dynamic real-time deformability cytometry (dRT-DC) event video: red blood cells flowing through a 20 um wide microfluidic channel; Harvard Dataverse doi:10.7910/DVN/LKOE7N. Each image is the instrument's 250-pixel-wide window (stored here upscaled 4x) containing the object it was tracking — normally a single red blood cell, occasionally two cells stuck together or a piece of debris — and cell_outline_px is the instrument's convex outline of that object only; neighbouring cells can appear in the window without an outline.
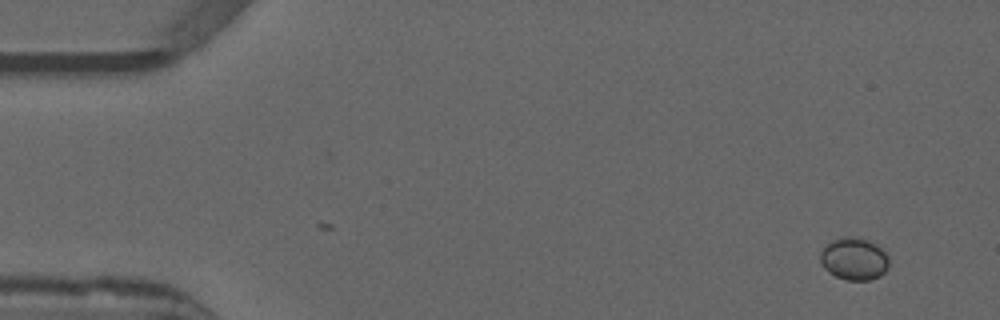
{"species": "common noctule bat (a hibernating species)", "species_latin": "Nyctalus noctula", "temperature_condition": "warm", "stored_images_in_passage": 51, "camera_frame_rate_fps": 3000, "um_per_image_px": 0.085, "animal": {"sex": "male", "forearm_length_mm": 52.5}, "frame": {"image": 1, "passage_image": 1, "time_ms": 0.0, "image_size_px": [1000, 320], "cell_outline_px": [[888, 268], [880, 276], [868, 280], [848, 280], [836, 276], [828, 272], [820, 264], [820, 252], [832, 240], [844, 236], [852, 236], [868, 240], [876, 244], [888, 256]], "centroid_in_image_um": [72.58, 22.0], "position_along_channel_um": 12.4, "area_um2": 16.94}}
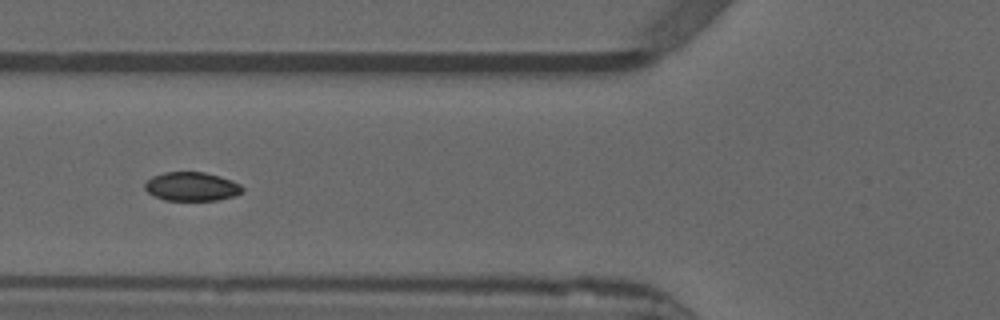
{"frame": {"image": 2, "passage_image": 18, "time_ms": 5.667, "image_size_px": [1000, 320], "cell_outline_px": [[244, 192], [232, 196], [216, 200], [164, 200], [148, 192], [144, 188], [144, 184], [152, 176], [164, 172], [204, 172], [220, 176], [232, 180], [240, 184], [244, 188]], "centroid_in_image_um": [16.31, 15.85], "position_along_channel_um": 109.5, "area_um2": 16.36}}
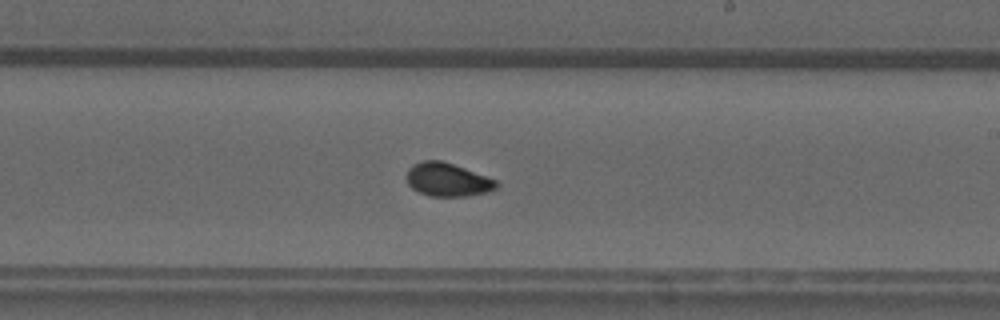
{"frame": {"image": 3, "passage_image": 29, "time_ms": 9.333, "image_size_px": [1000, 320], "cell_outline_px": [[500, 184], [496, 188], [488, 192], [468, 196], [428, 196], [412, 188], [408, 184], [404, 176], [408, 168], [412, 164], [424, 160], [440, 160], [464, 168], [496, 180]], "centroid_in_image_um": [38.0, 15.27], "position_along_channel_um": 251.0, "area_um2": 17.57}, "authors_computed_cell_mechanics": {"area_um2": 16.762, "velocity_mm_per_s": 3.8618, "shape_relaxation_time_tau1_ms": 6.8784, "shape_relaxation_time_tau2_ms": 1.8667, "deformation_change_tau1": 0.1098, "deformation_change_tau2": 0.0472}}